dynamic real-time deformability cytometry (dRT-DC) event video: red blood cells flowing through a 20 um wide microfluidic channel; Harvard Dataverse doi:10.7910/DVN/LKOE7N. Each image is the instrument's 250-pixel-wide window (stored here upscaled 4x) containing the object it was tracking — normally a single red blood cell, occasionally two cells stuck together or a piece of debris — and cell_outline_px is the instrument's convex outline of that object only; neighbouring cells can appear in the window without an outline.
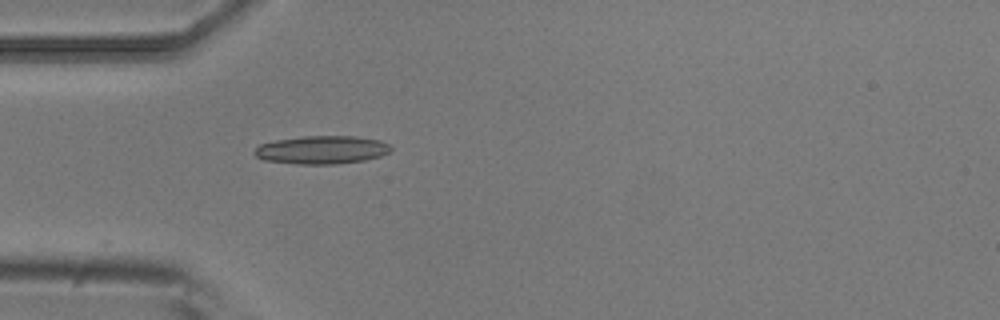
{"species": "common noctule bat (a hibernating species)", "species_latin": "Nyctalus noctula", "temperature_condition": "room temperature", "stored_images_in_passage": 4, "camera_frame_rate_fps": 3000, "um_per_image_px": 0.085, "animal": {"sex": "male", "body_mass_g": 20.5, "forearm_length_mm": 52.5}, "frame": {"image": 1, "passage_image": 4, "time_ms": 1.0, "image_size_px": [1000, 320], "cell_outline_px": [[392, 148], [388, 152], [380, 156], [364, 160], [336, 164], [296, 164], [264, 160], [256, 156], [252, 152], [260, 144], [276, 140], [300, 136], [356, 136], [380, 140], [388, 144]], "centroid_in_image_um": [27.33, 12.73], "position_along_channel_um": 57.7, "area_um2": 22.43}}